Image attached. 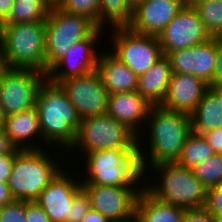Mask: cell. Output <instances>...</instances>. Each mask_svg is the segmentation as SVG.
<instances>
[{
    "instance_id": "obj_1",
    "label": "cell",
    "mask_w": 222,
    "mask_h": 222,
    "mask_svg": "<svg viewBox=\"0 0 222 222\" xmlns=\"http://www.w3.org/2000/svg\"><path fill=\"white\" fill-rule=\"evenodd\" d=\"M149 133V152H143L142 137L138 136V153L142 171L145 175L147 167L165 162H176L180 157L185 139L192 132L190 115L184 112L167 109L161 105H153L147 118ZM149 157H146L148 156ZM147 159L149 163L147 165Z\"/></svg>"
},
{
    "instance_id": "obj_2",
    "label": "cell",
    "mask_w": 222,
    "mask_h": 222,
    "mask_svg": "<svg viewBox=\"0 0 222 222\" xmlns=\"http://www.w3.org/2000/svg\"><path fill=\"white\" fill-rule=\"evenodd\" d=\"M35 107L42 142L57 146V148L62 146L61 149L64 148V151L71 150L81 118L61 86L46 78L35 96Z\"/></svg>"
},
{
    "instance_id": "obj_3",
    "label": "cell",
    "mask_w": 222,
    "mask_h": 222,
    "mask_svg": "<svg viewBox=\"0 0 222 222\" xmlns=\"http://www.w3.org/2000/svg\"><path fill=\"white\" fill-rule=\"evenodd\" d=\"M83 156L88 176L81 180L82 185L139 187L147 179L141 168L138 149L93 150Z\"/></svg>"
},
{
    "instance_id": "obj_4",
    "label": "cell",
    "mask_w": 222,
    "mask_h": 222,
    "mask_svg": "<svg viewBox=\"0 0 222 222\" xmlns=\"http://www.w3.org/2000/svg\"><path fill=\"white\" fill-rule=\"evenodd\" d=\"M45 21L0 25V43L9 68L46 74Z\"/></svg>"
},
{
    "instance_id": "obj_5",
    "label": "cell",
    "mask_w": 222,
    "mask_h": 222,
    "mask_svg": "<svg viewBox=\"0 0 222 222\" xmlns=\"http://www.w3.org/2000/svg\"><path fill=\"white\" fill-rule=\"evenodd\" d=\"M46 151L20 150L14 158L8 187L14 200L35 201L61 170Z\"/></svg>"
},
{
    "instance_id": "obj_6",
    "label": "cell",
    "mask_w": 222,
    "mask_h": 222,
    "mask_svg": "<svg viewBox=\"0 0 222 222\" xmlns=\"http://www.w3.org/2000/svg\"><path fill=\"white\" fill-rule=\"evenodd\" d=\"M151 167L152 172L156 171L155 175H160L159 184H145L143 187L153 197L184 209L205 206L207 189L195 177L192 169L182 167L176 162L159 163Z\"/></svg>"
},
{
    "instance_id": "obj_7",
    "label": "cell",
    "mask_w": 222,
    "mask_h": 222,
    "mask_svg": "<svg viewBox=\"0 0 222 222\" xmlns=\"http://www.w3.org/2000/svg\"><path fill=\"white\" fill-rule=\"evenodd\" d=\"M46 75L67 50L88 37L97 27L87 17L68 13L52 5L45 21Z\"/></svg>"
},
{
    "instance_id": "obj_8",
    "label": "cell",
    "mask_w": 222,
    "mask_h": 222,
    "mask_svg": "<svg viewBox=\"0 0 222 222\" xmlns=\"http://www.w3.org/2000/svg\"><path fill=\"white\" fill-rule=\"evenodd\" d=\"M76 148L84 155L110 148L138 149V136L106 113L81 120L71 151Z\"/></svg>"
},
{
    "instance_id": "obj_9",
    "label": "cell",
    "mask_w": 222,
    "mask_h": 222,
    "mask_svg": "<svg viewBox=\"0 0 222 222\" xmlns=\"http://www.w3.org/2000/svg\"><path fill=\"white\" fill-rule=\"evenodd\" d=\"M113 31L114 51L110 52L138 77L164 56L158 36L139 34L129 27L114 28Z\"/></svg>"
},
{
    "instance_id": "obj_10",
    "label": "cell",
    "mask_w": 222,
    "mask_h": 222,
    "mask_svg": "<svg viewBox=\"0 0 222 222\" xmlns=\"http://www.w3.org/2000/svg\"><path fill=\"white\" fill-rule=\"evenodd\" d=\"M46 74L34 69L9 68L0 79V104L6 116L35 107V96Z\"/></svg>"
},
{
    "instance_id": "obj_11",
    "label": "cell",
    "mask_w": 222,
    "mask_h": 222,
    "mask_svg": "<svg viewBox=\"0 0 222 222\" xmlns=\"http://www.w3.org/2000/svg\"><path fill=\"white\" fill-rule=\"evenodd\" d=\"M59 85L77 109L81 120L107 113L109 94L96 70L87 75L67 78Z\"/></svg>"
},
{
    "instance_id": "obj_12",
    "label": "cell",
    "mask_w": 222,
    "mask_h": 222,
    "mask_svg": "<svg viewBox=\"0 0 222 222\" xmlns=\"http://www.w3.org/2000/svg\"><path fill=\"white\" fill-rule=\"evenodd\" d=\"M197 11L186 4L174 19L159 34L163 54L186 49L211 39Z\"/></svg>"
},
{
    "instance_id": "obj_13",
    "label": "cell",
    "mask_w": 222,
    "mask_h": 222,
    "mask_svg": "<svg viewBox=\"0 0 222 222\" xmlns=\"http://www.w3.org/2000/svg\"><path fill=\"white\" fill-rule=\"evenodd\" d=\"M102 31L96 28L88 37L72 45L65 56L49 70L46 78L54 84H59L67 78L83 76L95 71L100 52L98 53L94 47Z\"/></svg>"
},
{
    "instance_id": "obj_14",
    "label": "cell",
    "mask_w": 222,
    "mask_h": 222,
    "mask_svg": "<svg viewBox=\"0 0 222 222\" xmlns=\"http://www.w3.org/2000/svg\"><path fill=\"white\" fill-rule=\"evenodd\" d=\"M140 187L82 185L90 198L91 208L109 220H122L135 213Z\"/></svg>"
},
{
    "instance_id": "obj_15",
    "label": "cell",
    "mask_w": 222,
    "mask_h": 222,
    "mask_svg": "<svg viewBox=\"0 0 222 222\" xmlns=\"http://www.w3.org/2000/svg\"><path fill=\"white\" fill-rule=\"evenodd\" d=\"M217 37H212L193 47L169 52L172 73L193 75L203 80L209 86L213 83L216 66Z\"/></svg>"
},
{
    "instance_id": "obj_16",
    "label": "cell",
    "mask_w": 222,
    "mask_h": 222,
    "mask_svg": "<svg viewBox=\"0 0 222 222\" xmlns=\"http://www.w3.org/2000/svg\"><path fill=\"white\" fill-rule=\"evenodd\" d=\"M186 4V0H144L133 8L129 28L139 34L159 36Z\"/></svg>"
},
{
    "instance_id": "obj_17",
    "label": "cell",
    "mask_w": 222,
    "mask_h": 222,
    "mask_svg": "<svg viewBox=\"0 0 222 222\" xmlns=\"http://www.w3.org/2000/svg\"><path fill=\"white\" fill-rule=\"evenodd\" d=\"M66 172L61 169L35 200L51 222H66L73 198L82 189L81 180L71 178Z\"/></svg>"
},
{
    "instance_id": "obj_18",
    "label": "cell",
    "mask_w": 222,
    "mask_h": 222,
    "mask_svg": "<svg viewBox=\"0 0 222 222\" xmlns=\"http://www.w3.org/2000/svg\"><path fill=\"white\" fill-rule=\"evenodd\" d=\"M208 89L209 85L196 76L172 73L161 106L190 115Z\"/></svg>"
},
{
    "instance_id": "obj_19",
    "label": "cell",
    "mask_w": 222,
    "mask_h": 222,
    "mask_svg": "<svg viewBox=\"0 0 222 222\" xmlns=\"http://www.w3.org/2000/svg\"><path fill=\"white\" fill-rule=\"evenodd\" d=\"M150 107L151 104L137 91L115 93L109 94L107 114L139 136L142 124L147 122Z\"/></svg>"
},
{
    "instance_id": "obj_20",
    "label": "cell",
    "mask_w": 222,
    "mask_h": 222,
    "mask_svg": "<svg viewBox=\"0 0 222 222\" xmlns=\"http://www.w3.org/2000/svg\"><path fill=\"white\" fill-rule=\"evenodd\" d=\"M96 71L108 94L137 91L138 76L111 52H101Z\"/></svg>"
},
{
    "instance_id": "obj_21",
    "label": "cell",
    "mask_w": 222,
    "mask_h": 222,
    "mask_svg": "<svg viewBox=\"0 0 222 222\" xmlns=\"http://www.w3.org/2000/svg\"><path fill=\"white\" fill-rule=\"evenodd\" d=\"M3 128L17 149L43 150L41 145L35 146V143L29 141L34 142L33 138L36 137L38 141L42 139L36 107L6 116Z\"/></svg>"
},
{
    "instance_id": "obj_22",
    "label": "cell",
    "mask_w": 222,
    "mask_h": 222,
    "mask_svg": "<svg viewBox=\"0 0 222 222\" xmlns=\"http://www.w3.org/2000/svg\"><path fill=\"white\" fill-rule=\"evenodd\" d=\"M172 76L169 59L164 55L148 71L138 77L137 92L151 106L161 105Z\"/></svg>"
},
{
    "instance_id": "obj_23",
    "label": "cell",
    "mask_w": 222,
    "mask_h": 222,
    "mask_svg": "<svg viewBox=\"0 0 222 222\" xmlns=\"http://www.w3.org/2000/svg\"><path fill=\"white\" fill-rule=\"evenodd\" d=\"M185 209L162 202L153 197L144 187L135 205L139 222H183Z\"/></svg>"
},
{
    "instance_id": "obj_24",
    "label": "cell",
    "mask_w": 222,
    "mask_h": 222,
    "mask_svg": "<svg viewBox=\"0 0 222 222\" xmlns=\"http://www.w3.org/2000/svg\"><path fill=\"white\" fill-rule=\"evenodd\" d=\"M192 132L202 135L222 128V106L217 96L208 89L190 114Z\"/></svg>"
},
{
    "instance_id": "obj_25",
    "label": "cell",
    "mask_w": 222,
    "mask_h": 222,
    "mask_svg": "<svg viewBox=\"0 0 222 222\" xmlns=\"http://www.w3.org/2000/svg\"><path fill=\"white\" fill-rule=\"evenodd\" d=\"M54 0H15L3 24L46 21Z\"/></svg>"
},
{
    "instance_id": "obj_26",
    "label": "cell",
    "mask_w": 222,
    "mask_h": 222,
    "mask_svg": "<svg viewBox=\"0 0 222 222\" xmlns=\"http://www.w3.org/2000/svg\"><path fill=\"white\" fill-rule=\"evenodd\" d=\"M132 20L133 8L127 0H100L98 28L104 30L105 23L113 29L129 27Z\"/></svg>"
},
{
    "instance_id": "obj_27",
    "label": "cell",
    "mask_w": 222,
    "mask_h": 222,
    "mask_svg": "<svg viewBox=\"0 0 222 222\" xmlns=\"http://www.w3.org/2000/svg\"><path fill=\"white\" fill-rule=\"evenodd\" d=\"M214 154V150L202 135L191 132L185 139L181 155L176 163L182 167L192 169Z\"/></svg>"
},
{
    "instance_id": "obj_28",
    "label": "cell",
    "mask_w": 222,
    "mask_h": 222,
    "mask_svg": "<svg viewBox=\"0 0 222 222\" xmlns=\"http://www.w3.org/2000/svg\"><path fill=\"white\" fill-rule=\"evenodd\" d=\"M187 4L194 7L212 37L222 38V0Z\"/></svg>"
},
{
    "instance_id": "obj_29",
    "label": "cell",
    "mask_w": 222,
    "mask_h": 222,
    "mask_svg": "<svg viewBox=\"0 0 222 222\" xmlns=\"http://www.w3.org/2000/svg\"><path fill=\"white\" fill-rule=\"evenodd\" d=\"M192 171L206 189L222 184V154H214L192 168Z\"/></svg>"
},
{
    "instance_id": "obj_30",
    "label": "cell",
    "mask_w": 222,
    "mask_h": 222,
    "mask_svg": "<svg viewBox=\"0 0 222 222\" xmlns=\"http://www.w3.org/2000/svg\"><path fill=\"white\" fill-rule=\"evenodd\" d=\"M54 4L63 11L89 18L98 28L100 0H54Z\"/></svg>"
},
{
    "instance_id": "obj_31",
    "label": "cell",
    "mask_w": 222,
    "mask_h": 222,
    "mask_svg": "<svg viewBox=\"0 0 222 222\" xmlns=\"http://www.w3.org/2000/svg\"><path fill=\"white\" fill-rule=\"evenodd\" d=\"M91 208L90 198L82 188L73 198L66 222H81Z\"/></svg>"
},
{
    "instance_id": "obj_32",
    "label": "cell",
    "mask_w": 222,
    "mask_h": 222,
    "mask_svg": "<svg viewBox=\"0 0 222 222\" xmlns=\"http://www.w3.org/2000/svg\"><path fill=\"white\" fill-rule=\"evenodd\" d=\"M0 222H26L25 201L12 200L0 210Z\"/></svg>"
},
{
    "instance_id": "obj_33",
    "label": "cell",
    "mask_w": 222,
    "mask_h": 222,
    "mask_svg": "<svg viewBox=\"0 0 222 222\" xmlns=\"http://www.w3.org/2000/svg\"><path fill=\"white\" fill-rule=\"evenodd\" d=\"M205 207L214 217L222 213V184L207 189Z\"/></svg>"
},
{
    "instance_id": "obj_34",
    "label": "cell",
    "mask_w": 222,
    "mask_h": 222,
    "mask_svg": "<svg viewBox=\"0 0 222 222\" xmlns=\"http://www.w3.org/2000/svg\"><path fill=\"white\" fill-rule=\"evenodd\" d=\"M215 217L205 206L185 208L183 222H215Z\"/></svg>"
},
{
    "instance_id": "obj_35",
    "label": "cell",
    "mask_w": 222,
    "mask_h": 222,
    "mask_svg": "<svg viewBox=\"0 0 222 222\" xmlns=\"http://www.w3.org/2000/svg\"><path fill=\"white\" fill-rule=\"evenodd\" d=\"M26 222H51L45 211L35 201H25Z\"/></svg>"
},
{
    "instance_id": "obj_36",
    "label": "cell",
    "mask_w": 222,
    "mask_h": 222,
    "mask_svg": "<svg viewBox=\"0 0 222 222\" xmlns=\"http://www.w3.org/2000/svg\"><path fill=\"white\" fill-rule=\"evenodd\" d=\"M202 136L214 150L215 154H222V128L207 131L203 133Z\"/></svg>"
},
{
    "instance_id": "obj_37",
    "label": "cell",
    "mask_w": 222,
    "mask_h": 222,
    "mask_svg": "<svg viewBox=\"0 0 222 222\" xmlns=\"http://www.w3.org/2000/svg\"><path fill=\"white\" fill-rule=\"evenodd\" d=\"M211 86H222V38L217 37L216 66Z\"/></svg>"
},
{
    "instance_id": "obj_38",
    "label": "cell",
    "mask_w": 222,
    "mask_h": 222,
    "mask_svg": "<svg viewBox=\"0 0 222 222\" xmlns=\"http://www.w3.org/2000/svg\"><path fill=\"white\" fill-rule=\"evenodd\" d=\"M20 149L12 143L5 129L0 127V155H16Z\"/></svg>"
},
{
    "instance_id": "obj_39",
    "label": "cell",
    "mask_w": 222,
    "mask_h": 222,
    "mask_svg": "<svg viewBox=\"0 0 222 222\" xmlns=\"http://www.w3.org/2000/svg\"><path fill=\"white\" fill-rule=\"evenodd\" d=\"M15 155H0V181L8 183Z\"/></svg>"
},
{
    "instance_id": "obj_40",
    "label": "cell",
    "mask_w": 222,
    "mask_h": 222,
    "mask_svg": "<svg viewBox=\"0 0 222 222\" xmlns=\"http://www.w3.org/2000/svg\"><path fill=\"white\" fill-rule=\"evenodd\" d=\"M15 0H0V25L9 17Z\"/></svg>"
},
{
    "instance_id": "obj_41",
    "label": "cell",
    "mask_w": 222,
    "mask_h": 222,
    "mask_svg": "<svg viewBox=\"0 0 222 222\" xmlns=\"http://www.w3.org/2000/svg\"><path fill=\"white\" fill-rule=\"evenodd\" d=\"M13 199L8 183L0 181V210L7 203L11 202Z\"/></svg>"
},
{
    "instance_id": "obj_42",
    "label": "cell",
    "mask_w": 222,
    "mask_h": 222,
    "mask_svg": "<svg viewBox=\"0 0 222 222\" xmlns=\"http://www.w3.org/2000/svg\"><path fill=\"white\" fill-rule=\"evenodd\" d=\"M110 220L100 212L90 208L88 213L83 217L81 222H109Z\"/></svg>"
},
{
    "instance_id": "obj_43",
    "label": "cell",
    "mask_w": 222,
    "mask_h": 222,
    "mask_svg": "<svg viewBox=\"0 0 222 222\" xmlns=\"http://www.w3.org/2000/svg\"><path fill=\"white\" fill-rule=\"evenodd\" d=\"M9 69L3 49L0 43V79L3 77L4 73Z\"/></svg>"
},
{
    "instance_id": "obj_44",
    "label": "cell",
    "mask_w": 222,
    "mask_h": 222,
    "mask_svg": "<svg viewBox=\"0 0 222 222\" xmlns=\"http://www.w3.org/2000/svg\"><path fill=\"white\" fill-rule=\"evenodd\" d=\"M209 89L217 96L222 106V86H209Z\"/></svg>"
},
{
    "instance_id": "obj_45",
    "label": "cell",
    "mask_w": 222,
    "mask_h": 222,
    "mask_svg": "<svg viewBox=\"0 0 222 222\" xmlns=\"http://www.w3.org/2000/svg\"><path fill=\"white\" fill-rule=\"evenodd\" d=\"M109 222H139L137 215L134 213L132 216L122 220H110Z\"/></svg>"
},
{
    "instance_id": "obj_46",
    "label": "cell",
    "mask_w": 222,
    "mask_h": 222,
    "mask_svg": "<svg viewBox=\"0 0 222 222\" xmlns=\"http://www.w3.org/2000/svg\"><path fill=\"white\" fill-rule=\"evenodd\" d=\"M6 115L3 111V107L0 104V127H4Z\"/></svg>"
},
{
    "instance_id": "obj_47",
    "label": "cell",
    "mask_w": 222,
    "mask_h": 222,
    "mask_svg": "<svg viewBox=\"0 0 222 222\" xmlns=\"http://www.w3.org/2000/svg\"><path fill=\"white\" fill-rule=\"evenodd\" d=\"M132 8H135L139 3L143 2L144 0H127Z\"/></svg>"
},
{
    "instance_id": "obj_48",
    "label": "cell",
    "mask_w": 222,
    "mask_h": 222,
    "mask_svg": "<svg viewBox=\"0 0 222 222\" xmlns=\"http://www.w3.org/2000/svg\"><path fill=\"white\" fill-rule=\"evenodd\" d=\"M187 3H202L206 1H211V0H186Z\"/></svg>"
},
{
    "instance_id": "obj_49",
    "label": "cell",
    "mask_w": 222,
    "mask_h": 222,
    "mask_svg": "<svg viewBox=\"0 0 222 222\" xmlns=\"http://www.w3.org/2000/svg\"><path fill=\"white\" fill-rule=\"evenodd\" d=\"M215 218L217 222H222V213L218 214Z\"/></svg>"
}]
</instances>
